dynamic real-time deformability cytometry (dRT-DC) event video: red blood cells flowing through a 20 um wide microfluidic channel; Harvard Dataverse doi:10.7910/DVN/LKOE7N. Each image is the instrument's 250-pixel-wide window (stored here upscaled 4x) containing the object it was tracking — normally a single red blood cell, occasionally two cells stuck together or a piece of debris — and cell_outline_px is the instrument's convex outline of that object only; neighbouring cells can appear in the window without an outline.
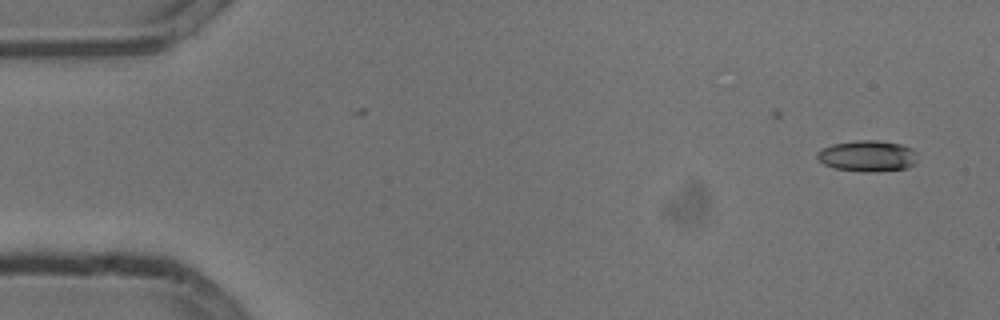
{"species": "common noctule bat (a hibernating species)", "species_latin": "Nyctalus noctula", "temperature_condition": "cold", "stored_images_in_passage": 9, "camera_frame_rate_fps": 3000, "um_per_image_px": 0.085, "animal": {"sex": "male", "body_mass_g": 13.3}, "frame": {"image": 1, "passage_image": 1, "time_ms": 0.0, "image_size_px": [1000, 320], "cell_outline_px": [[916, 164], [908, 168], [876, 172], [864, 172], [836, 168], [824, 164], [816, 156], [816, 152], [820, 148], [832, 144], [856, 140], [876, 140], [900, 144], [912, 148], [916, 152]], "centroid_in_image_um": [73.74, 13.26], "position_along_channel_um": 11.3, "area_um2": 18.38}}
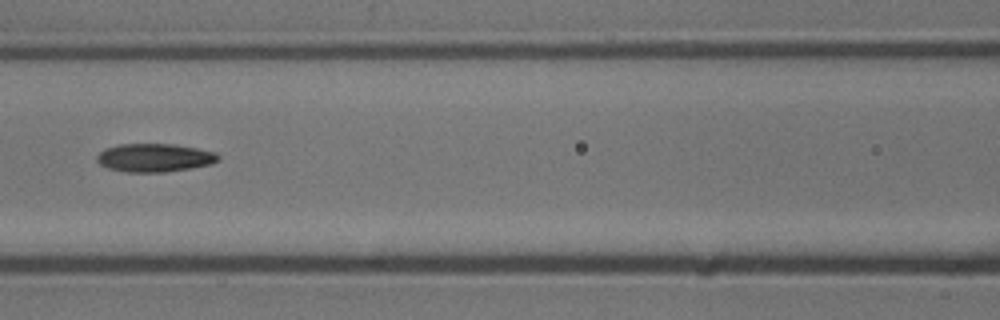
{"frame": {"image": 2, "passage_image": 7, "time_ms": 2.0, "image_size_px": [1000, 320], "cell_outline_px": [[220, 160], [212, 164], [192, 168], [164, 172], [128, 172], [108, 168], [100, 164], [96, 160], [96, 156], [104, 148], [120, 144], [172, 144], [196, 148], [216, 152], [220, 156]], "centroid_in_image_um": [13.15, 13.4], "position_along_channel_um": 153.4, "area_um2": 20.11}}
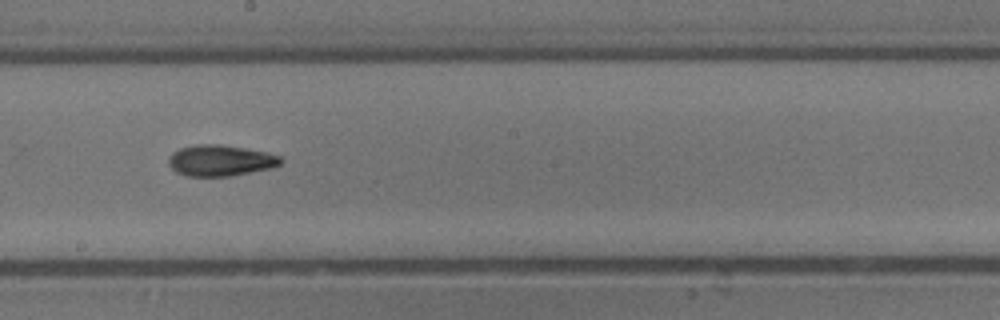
{"frame": {"image": 3, "passage_image": 9, "time_ms": 2.667, "image_size_px": [1000, 320], "cell_outline_px": [[284, 160], [280, 164], [272, 168], [232, 176], [188, 176], [176, 172], [168, 164], [168, 156], [172, 152], [180, 148], [196, 144], [220, 144], [268, 152], [280, 156]], "centroid_in_image_um": [18.74, 13.64], "position_along_channel_um": 229.5, "area_um2": 20.52}}